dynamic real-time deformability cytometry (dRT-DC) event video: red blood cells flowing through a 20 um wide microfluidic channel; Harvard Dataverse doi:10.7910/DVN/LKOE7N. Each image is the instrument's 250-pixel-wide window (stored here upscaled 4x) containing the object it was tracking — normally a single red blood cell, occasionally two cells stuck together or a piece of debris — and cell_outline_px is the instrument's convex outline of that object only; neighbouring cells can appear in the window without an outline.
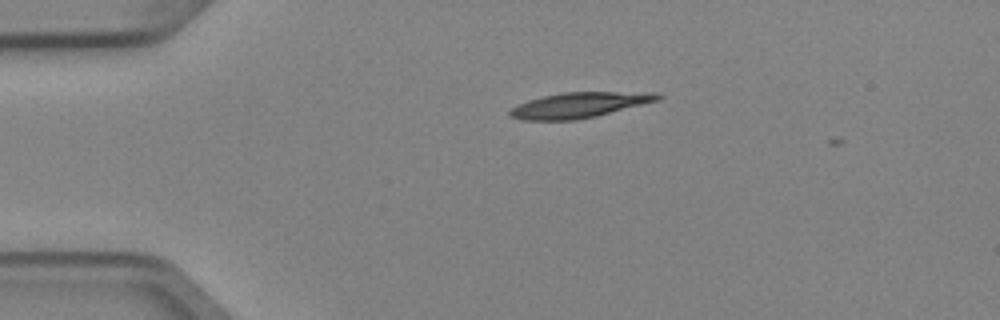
{"species": "Egyptian fruit bat (a non-hibernating species)", "species_latin": "Rousettus aegyptiacus", "temperature_condition": "cold", "stored_images_in_passage": 5, "camera_frame_rate_fps": 3000, "um_per_image_px": 0.085, "animal": {"sex": "female"}, "frame": {"image": 1, "passage_image": 5, "time_ms": 1.333, "image_size_px": [1000, 320], "cell_outline_px": [[664, 96], [660, 100], [596, 116], [576, 120], [524, 120], [508, 116], [508, 112], [516, 104], [528, 100], [560, 92], [656, 92]], "centroid_in_image_um": [49.25, 8.92], "position_along_channel_um": 35.8, "area_um2": 22.02}}